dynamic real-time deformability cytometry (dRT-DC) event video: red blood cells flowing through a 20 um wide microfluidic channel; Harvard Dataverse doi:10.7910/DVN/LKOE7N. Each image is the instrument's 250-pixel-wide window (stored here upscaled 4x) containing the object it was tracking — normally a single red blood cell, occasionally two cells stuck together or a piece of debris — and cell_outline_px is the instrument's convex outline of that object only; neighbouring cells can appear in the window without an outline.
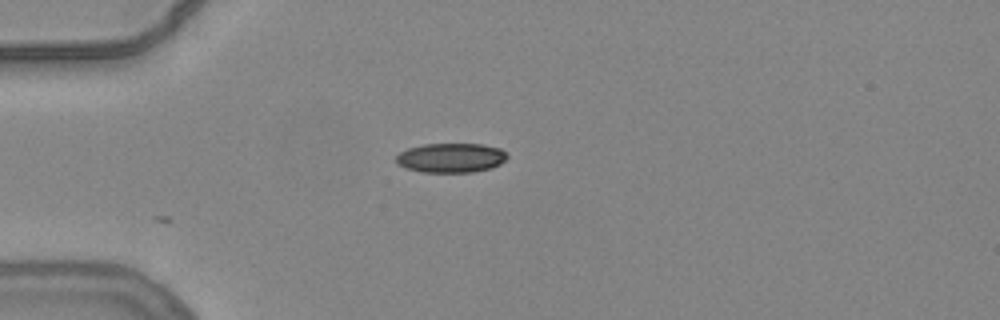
{"species": "common noctule bat (a hibernating species)", "species_latin": "Nyctalus noctula", "temperature_condition": "warm", "stored_images_in_passage": 8, "camera_frame_rate_fps": 3000, "um_per_image_px": 0.085, "animal": {"sex": "female", "body_mass_g": 24.6, "forearm_length_mm": 56.2}, "frame": {"image": 1, "passage_image": 1, "time_ms": 0.0, "image_size_px": [1000, 320], "cell_outline_px": [[508, 156], [500, 164], [492, 168], [472, 172], [420, 172], [404, 168], [396, 164], [396, 156], [400, 152], [408, 148], [424, 144], [480, 144], [500, 148]], "centroid_in_image_um": [38.29, 13.42], "position_along_channel_um": 46.7, "area_um2": 19.13}}
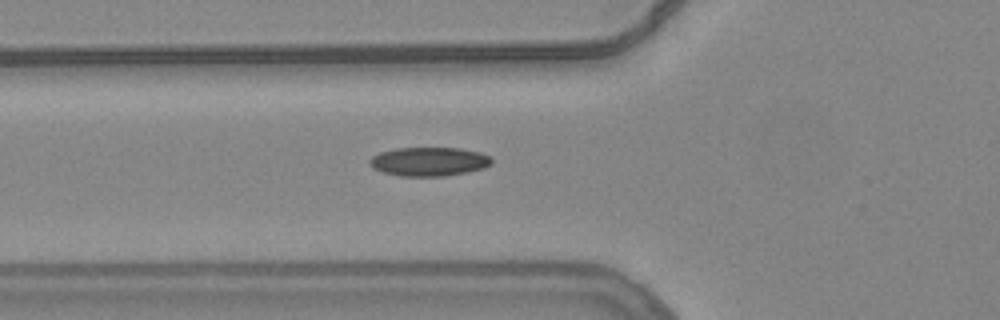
{"frame": {"image": 2, "passage_image": 6, "time_ms": 1.667, "image_size_px": [1000, 320], "cell_outline_px": [[492, 164], [484, 168], [468, 172], [444, 176], [400, 176], [384, 172], [372, 168], [368, 164], [368, 160], [372, 156], [380, 152], [396, 148], [460, 148], [480, 152], [492, 156]], "centroid_in_image_um": [36.48, 13.73], "position_along_channel_um": 89.3, "area_um2": 20.75}}